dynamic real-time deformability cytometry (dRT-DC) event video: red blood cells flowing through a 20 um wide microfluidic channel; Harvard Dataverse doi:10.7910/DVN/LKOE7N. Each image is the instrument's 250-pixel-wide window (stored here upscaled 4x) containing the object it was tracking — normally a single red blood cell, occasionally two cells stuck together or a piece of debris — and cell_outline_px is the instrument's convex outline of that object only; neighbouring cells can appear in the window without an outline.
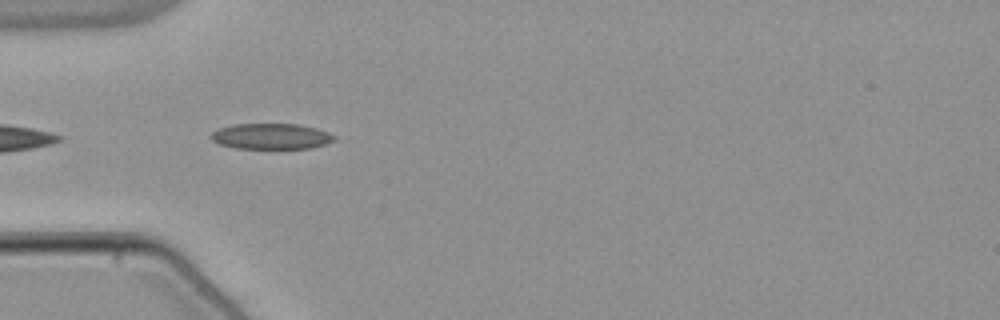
{"species": "common noctule bat (a hibernating species)", "species_latin": "Nyctalus noctula", "temperature_condition": "warm", "stored_images_in_passage": 7, "camera_frame_rate_fps": 3000, "um_per_image_px": 0.085, "animal": {"sex": "male", "body_mass_g": 21.5, "forearm_length_mm": 52.0}, "frame": {"image": 1, "passage_image": 2, "time_ms": 0.333, "image_size_px": [1000, 320], "cell_outline_px": [[336, 140], [324, 144], [308, 148], [236, 148], [220, 144], [212, 140], [208, 136], [212, 132], [220, 128], [232, 124], [300, 124], [316, 128], [328, 132], [336, 136]], "centroid_in_image_um": [23.04, 11.58], "position_along_channel_um": 62.0, "area_um2": 18.44}}